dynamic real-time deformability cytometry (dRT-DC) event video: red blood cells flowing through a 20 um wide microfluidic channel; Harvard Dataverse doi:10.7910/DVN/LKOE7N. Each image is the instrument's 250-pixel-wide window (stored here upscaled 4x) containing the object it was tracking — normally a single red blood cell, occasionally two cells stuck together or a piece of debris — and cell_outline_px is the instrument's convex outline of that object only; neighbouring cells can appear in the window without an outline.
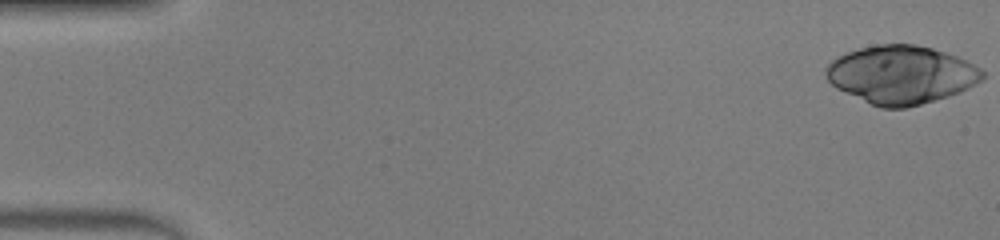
{"species": "human", "species_latin": "Homo sapiens", "temperature_condition": "warm", "stored_images_in_passage": 47, "camera_frame_rate_fps": 3000, "um_per_image_px": 0.085, "donor": {"sex": "male"}, "frame": {"image": 1, "passage_image": 1, "time_ms": 0.0, "image_size_px": [1000, 240], "cell_outline_px": [[984, 80], [960, 92], [948, 96], [908, 108], [880, 108], [836, 88], [828, 80], [824, 72], [824, 68], [836, 56], [860, 48], [876, 44], [916, 44], [932, 48], [956, 56], [980, 68], [984, 72]], "centroid_in_image_um": [76.59, 6.35], "position_along_channel_um": 8.4, "area_um2": 53.06}}
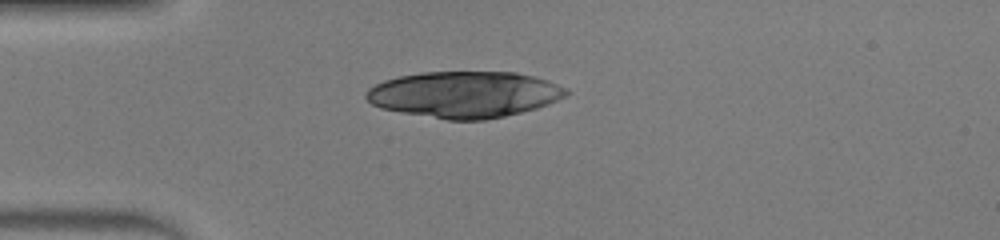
{"frame": {"image": 2, "passage_image": 13, "time_ms": 4.0, "image_size_px": [1000, 240], "cell_outline_px": [[572, 92], [548, 104], [536, 108], [504, 116], [484, 120], [448, 120], [400, 112], [380, 108], [372, 104], [364, 96], [364, 92], [368, 88], [384, 80], [400, 76], [420, 72], [516, 72], [548, 80], [568, 88]], "centroid_in_image_um": [39.46, 8.02], "position_along_channel_um": 45.5, "area_um2": 54.1}}